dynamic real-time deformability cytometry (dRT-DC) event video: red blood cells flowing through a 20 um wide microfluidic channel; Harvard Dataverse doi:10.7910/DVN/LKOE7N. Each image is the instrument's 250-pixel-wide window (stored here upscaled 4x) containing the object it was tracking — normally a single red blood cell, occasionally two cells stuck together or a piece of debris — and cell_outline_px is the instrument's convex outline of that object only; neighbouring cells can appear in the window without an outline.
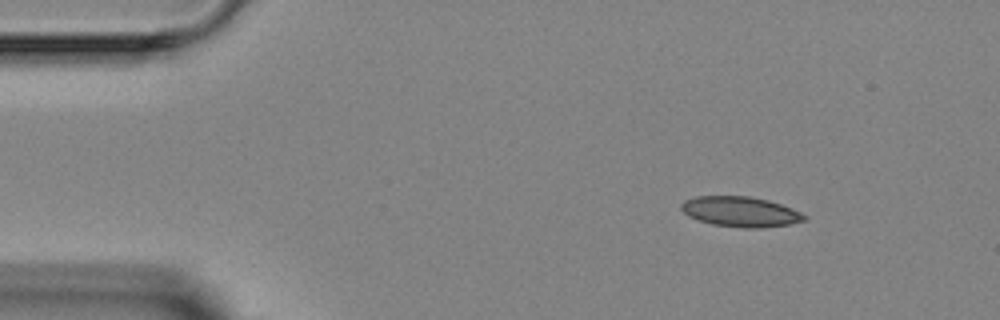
{"species": "Egyptian fruit bat (a non-hibernating species)", "species_latin": "Rousettus aegyptiacus", "temperature_condition": "room temperature", "stored_images_in_passage": 3, "camera_frame_rate_fps": 3000, "um_per_image_px": 0.085, "animal": {"sex": "female"}, "frame": {"image": 1, "passage_image": 1, "time_ms": 0.0, "image_size_px": [1000, 320], "cell_outline_px": [[808, 220], [788, 224], [760, 228], [744, 228], [712, 224], [688, 216], [680, 208], [680, 204], [684, 200], [696, 196], [748, 196], [768, 200], [792, 208], [808, 216]], "centroid_in_image_um": [62.95, 17.99], "position_along_channel_um": 22.1, "area_um2": 21.68}}
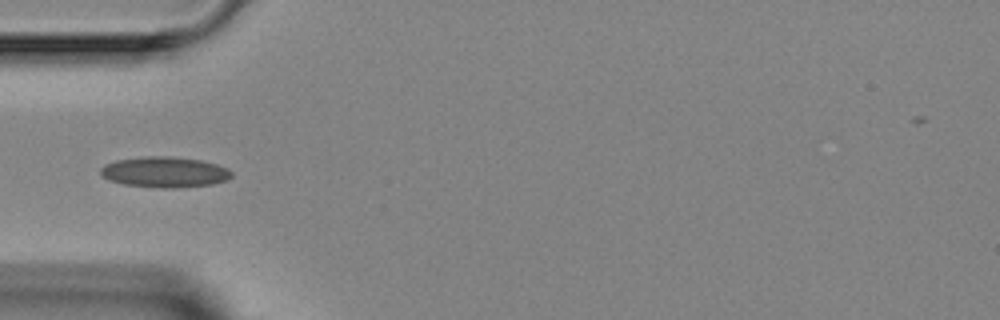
{"frame": {"image": 2, "passage_image": 3, "time_ms": 3.0, "image_size_px": [1000, 320], "cell_outline_px": [[232, 176], [228, 180], [212, 184], [176, 188], [160, 188], [124, 184], [108, 180], [100, 176], [100, 168], [104, 164], [116, 160], [144, 156], [168, 156], [200, 160], [216, 164], [228, 168], [232, 172]], "centroid_in_image_um": [13.97, 14.63], "position_along_channel_um": 71.0, "area_um2": 23.58}}